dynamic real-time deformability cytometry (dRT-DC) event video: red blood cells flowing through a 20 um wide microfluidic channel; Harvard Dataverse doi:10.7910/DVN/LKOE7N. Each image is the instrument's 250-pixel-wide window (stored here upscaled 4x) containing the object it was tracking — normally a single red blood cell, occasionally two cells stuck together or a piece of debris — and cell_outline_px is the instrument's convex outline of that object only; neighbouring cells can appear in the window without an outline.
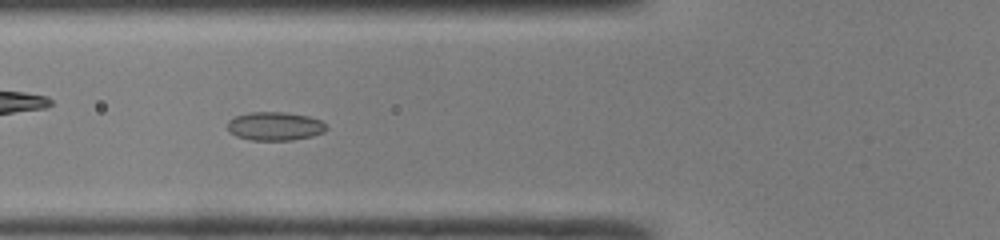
{"species": "common noctule bat (a hibernating species)", "species_latin": "Nyctalus noctula", "temperature_condition": "room temperature", "stored_images_in_passage": 48, "camera_frame_rate_fps": 3000, "um_per_image_px": 0.085, "animal": {"sex": "male", "body_mass_g": 19.0, "forearm_length_mm": 50.8}, "frame": {"image": 1, "passage_image": 18, "time_ms": 5.667, "image_size_px": [1000, 240], "cell_outline_px": [[328, 128], [324, 132], [312, 136], [292, 140], [248, 140], [236, 136], [228, 132], [228, 120], [236, 116], [252, 112], [284, 112], [308, 116], [320, 120]], "centroid_in_image_um": [23.35, 10.73], "position_along_channel_um": 102.5, "area_um2": 16.47}}
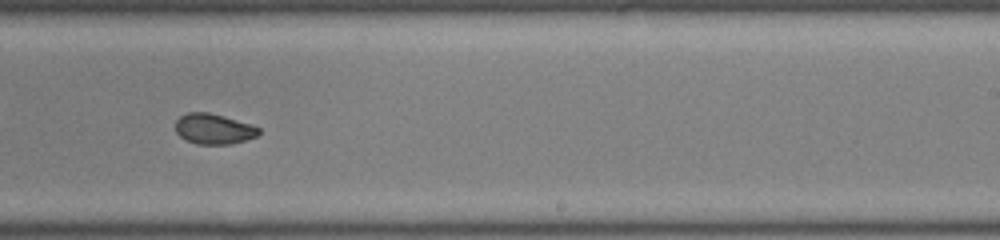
{"frame": {"image": 2, "passage_image": 30, "time_ms": 9.667, "image_size_px": [1000, 240], "cell_outline_px": [[260, 132], [256, 136], [232, 144], [196, 144], [184, 140], [176, 132], [176, 120], [180, 116], [188, 112], [208, 112], [224, 116], [252, 124], [260, 128]], "centroid_in_image_um": [18.16, 10.95], "position_along_channel_um": 270.8, "area_um2": 14.85}}
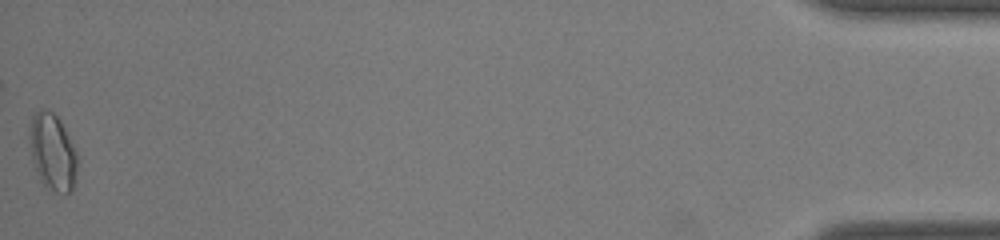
{"frame": {"image": 3, "passage_image": 48, "time_ms": 15.667, "image_size_px": [1000, 240], "cell_outline_px": [[80, 160], [72, 188], [64, 196], [56, 192], [44, 184], [40, 180], [36, 172], [32, 160], [28, 136], [28, 132], [32, 116], [40, 108], [48, 108], [60, 120]], "centroid_in_image_um": [4.46, 12.91], "position_along_channel_um": 430.7, "area_um2": 21.68}, "authors_computed_cell_mechanics": {"area_um2": 16.5886, "velocity_mm_per_s": 4.2222, "shape_relaxation_time_tau1_ms": null, "shape_relaxation_time_tau2_ms": 1.1841, "deformation_change_tau1": null, "deformation_change_tau2": 0.0544}}